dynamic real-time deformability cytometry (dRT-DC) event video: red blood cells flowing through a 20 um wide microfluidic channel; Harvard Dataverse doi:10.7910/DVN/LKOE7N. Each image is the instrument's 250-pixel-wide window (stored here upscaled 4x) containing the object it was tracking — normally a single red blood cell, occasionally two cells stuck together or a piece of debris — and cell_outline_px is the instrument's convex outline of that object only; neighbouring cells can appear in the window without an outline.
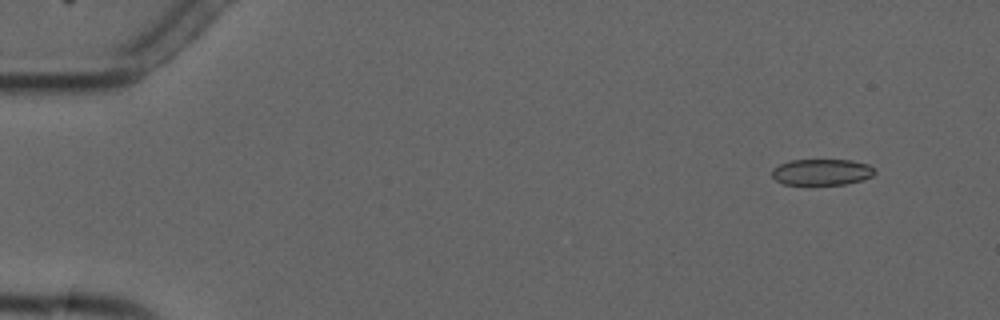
{"species": "common noctule bat (a hibernating species)", "species_latin": "Nyctalus noctula", "temperature_condition": "cold", "stored_images_in_passage": 6, "camera_frame_rate_fps": 3000, "um_per_image_px": 0.085, "animal": {"sex": "male", "forearm_length_mm": 52.5}, "frame": {"image": 1, "passage_image": 2, "time_ms": 1.333, "image_size_px": [1000, 320], "cell_outline_px": [[876, 172], [872, 176], [860, 180], [844, 184], [812, 188], [784, 184], [776, 180], [772, 176], [772, 168], [788, 160], [852, 160], [868, 164], [876, 168]], "centroid_in_image_um": [69.82, 14.67], "position_along_channel_um": 15.2, "area_um2": 16.53}}
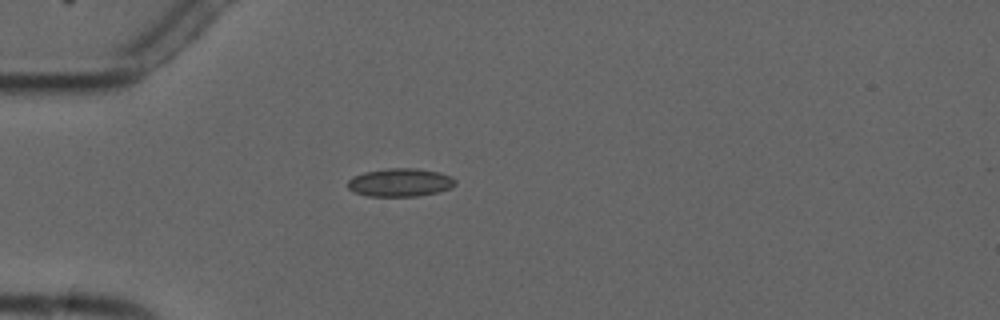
{"frame": {"image": 2, "passage_image": 5, "time_ms": 5.0, "image_size_px": [1000, 320], "cell_outline_px": [[456, 184], [452, 188], [440, 192], [416, 196], [368, 196], [356, 192], [348, 188], [348, 180], [352, 176], [364, 172], [388, 168], [416, 168], [440, 172], [452, 176], [456, 180]], "centroid_in_image_um": [34.06, 15.5], "position_along_channel_um": 50.9, "area_um2": 17.86}}